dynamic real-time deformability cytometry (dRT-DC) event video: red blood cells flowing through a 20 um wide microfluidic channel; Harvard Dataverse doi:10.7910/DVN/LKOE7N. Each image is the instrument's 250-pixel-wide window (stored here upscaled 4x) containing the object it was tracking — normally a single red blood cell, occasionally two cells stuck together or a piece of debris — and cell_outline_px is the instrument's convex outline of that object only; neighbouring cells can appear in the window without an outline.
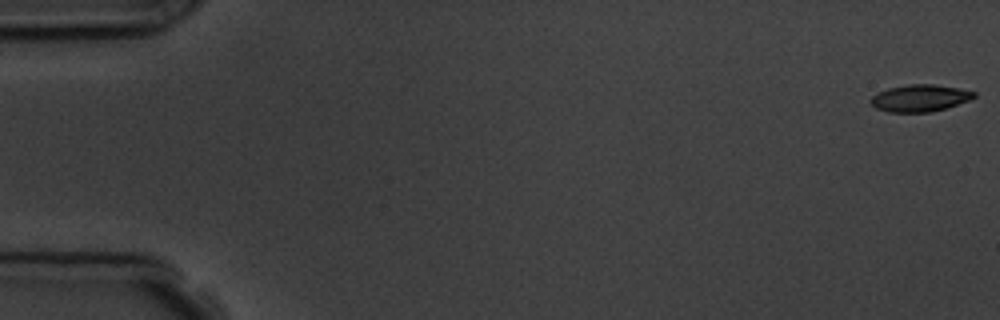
{"species": "common noctule bat (a hibernating species)", "species_latin": "Nyctalus noctula", "temperature_condition": "room temperature", "stored_images_in_passage": 11, "camera_frame_rate_fps": 3000, "um_per_image_px": 0.085, "animal": {"sex": "male", "body_mass_g": 19.5, "forearm_length_mm": 54.6}, "frame": {"image": 1, "passage_image": 1, "time_ms": 0.0, "image_size_px": [1000, 320], "cell_outline_px": [[976, 96], [968, 100], [932, 112], [888, 112], [876, 108], [868, 100], [876, 92], [888, 88], [908, 84], [932, 84], [960, 88], [976, 92]], "centroid_in_image_um": [78.14, 8.33], "position_along_channel_um": 6.9, "area_um2": 16.24}}
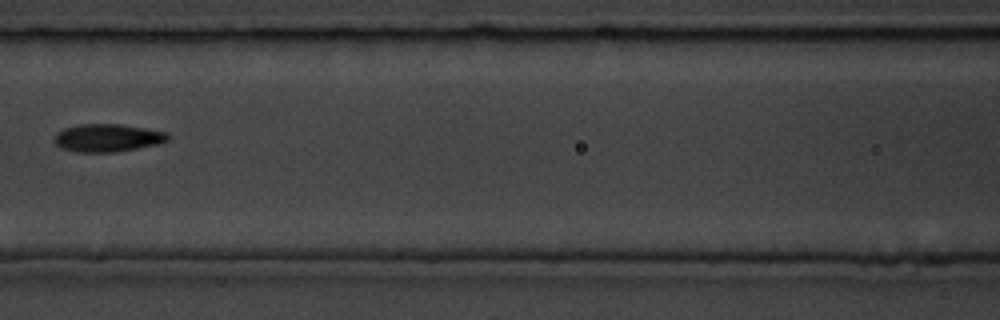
{"frame": {"image": 2, "passage_image": 7, "time_ms": 8.0, "image_size_px": [1000, 320], "cell_outline_px": [[172, 136], [168, 140], [156, 144], [116, 152], [76, 152], [64, 148], [56, 144], [56, 132], [64, 128], [80, 124], [120, 124], [144, 128], [164, 132]], "centroid_in_image_um": [9.14, 11.71], "position_along_channel_um": 157.5, "area_um2": 18.15}}
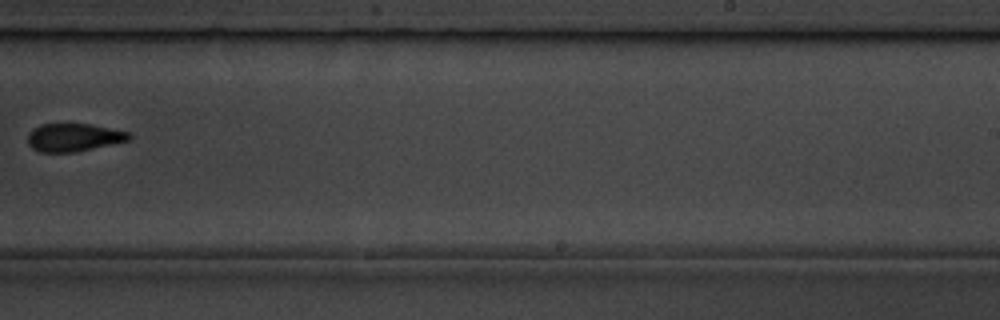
{"frame": {"image": 3, "passage_image": 10, "time_ms": 11.333, "image_size_px": [1000, 320], "cell_outline_px": [[132, 140], [76, 152], [40, 152], [32, 148], [28, 144], [28, 132], [32, 128], [40, 124], [92, 124], [128, 132], [132, 136]], "centroid_in_image_um": [6.27, 11.68], "position_along_channel_um": 282.7, "area_um2": 16.7}}